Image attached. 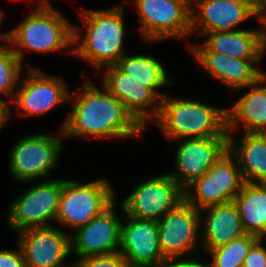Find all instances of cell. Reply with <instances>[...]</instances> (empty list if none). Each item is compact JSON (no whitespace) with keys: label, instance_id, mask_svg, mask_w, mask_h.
Instances as JSON below:
<instances>
[{"label":"cell","instance_id":"1","mask_svg":"<svg viewBox=\"0 0 266 267\" xmlns=\"http://www.w3.org/2000/svg\"><path fill=\"white\" fill-rule=\"evenodd\" d=\"M83 86L75 96L69 94L68 101L74 107L61 125L64 137L94 136L111 140L142 134L144 128L105 87L101 91L89 78Z\"/></svg>","mask_w":266,"mask_h":267},{"label":"cell","instance_id":"13","mask_svg":"<svg viewBox=\"0 0 266 267\" xmlns=\"http://www.w3.org/2000/svg\"><path fill=\"white\" fill-rule=\"evenodd\" d=\"M128 267H160L166 259L160 247L155 220L137 219L124 213L118 251Z\"/></svg>","mask_w":266,"mask_h":267},{"label":"cell","instance_id":"4","mask_svg":"<svg viewBox=\"0 0 266 267\" xmlns=\"http://www.w3.org/2000/svg\"><path fill=\"white\" fill-rule=\"evenodd\" d=\"M8 42L20 62H24V50L47 53L66 50L73 55V24L67 21L50 2L36 6L28 16L8 32ZM18 46V48H17Z\"/></svg>","mask_w":266,"mask_h":267},{"label":"cell","instance_id":"19","mask_svg":"<svg viewBox=\"0 0 266 267\" xmlns=\"http://www.w3.org/2000/svg\"><path fill=\"white\" fill-rule=\"evenodd\" d=\"M201 44L188 45L190 52H216L252 62L257 68L266 47L259 29H239L227 32H207ZM257 64V65H256Z\"/></svg>","mask_w":266,"mask_h":267},{"label":"cell","instance_id":"14","mask_svg":"<svg viewBox=\"0 0 266 267\" xmlns=\"http://www.w3.org/2000/svg\"><path fill=\"white\" fill-rule=\"evenodd\" d=\"M180 141L175 154V171L168 173L183 189L202 177L228 149V136L190 138Z\"/></svg>","mask_w":266,"mask_h":267},{"label":"cell","instance_id":"26","mask_svg":"<svg viewBox=\"0 0 266 267\" xmlns=\"http://www.w3.org/2000/svg\"><path fill=\"white\" fill-rule=\"evenodd\" d=\"M259 239L246 233L226 245L208 251L207 254L212 258L211 267H243L245 257Z\"/></svg>","mask_w":266,"mask_h":267},{"label":"cell","instance_id":"20","mask_svg":"<svg viewBox=\"0 0 266 267\" xmlns=\"http://www.w3.org/2000/svg\"><path fill=\"white\" fill-rule=\"evenodd\" d=\"M200 215V246L205 252L226 245L246 234L234 200L202 208Z\"/></svg>","mask_w":266,"mask_h":267},{"label":"cell","instance_id":"21","mask_svg":"<svg viewBox=\"0 0 266 267\" xmlns=\"http://www.w3.org/2000/svg\"><path fill=\"white\" fill-rule=\"evenodd\" d=\"M206 73L219 80L231 91H240L257 82L266 72L252 62L216 52H191Z\"/></svg>","mask_w":266,"mask_h":267},{"label":"cell","instance_id":"23","mask_svg":"<svg viewBox=\"0 0 266 267\" xmlns=\"http://www.w3.org/2000/svg\"><path fill=\"white\" fill-rule=\"evenodd\" d=\"M232 135L228 133V151L235 157L244 182L266 183V139L264 136L261 133L243 132L237 140Z\"/></svg>","mask_w":266,"mask_h":267},{"label":"cell","instance_id":"10","mask_svg":"<svg viewBox=\"0 0 266 267\" xmlns=\"http://www.w3.org/2000/svg\"><path fill=\"white\" fill-rule=\"evenodd\" d=\"M184 200V189L166 173L140 182L121 208L128 216L158 221Z\"/></svg>","mask_w":266,"mask_h":267},{"label":"cell","instance_id":"24","mask_svg":"<svg viewBox=\"0 0 266 267\" xmlns=\"http://www.w3.org/2000/svg\"><path fill=\"white\" fill-rule=\"evenodd\" d=\"M234 202L245 232L266 238V183H244Z\"/></svg>","mask_w":266,"mask_h":267},{"label":"cell","instance_id":"3","mask_svg":"<svg viewBox=\"0 0 266 267\" xmlns=\"http://www.w3.org/2000/svg\"><path fill=\"white\" fill-rule=\"evenodd\" d=\"M169 140L228 136L226 109L188 98L160 100V110L152 122Z\"/></svg>","mask_w":266,"mask_h":267},{"label":"cell","instance_id":"17","mask_svg":"<svg viewBox=\"0 0 266 267\" xmlns=\"http://www.w3.org/2000/svg\"><path fill=\"white\" fill-rule=\"evenodd\" d=\"M114 201L100 215L76 229L70 236L71 253L79 259L109 255L119 251L120 225L123 215L117 214Z\"/></svg>","mask_w":266,"mask_h":267},{"label":"cell","instance_id":"9","mask_svg":"<svg viewBox=\"0 0 266 267\" xmlns=\"http://www.w3.org/2000/svg\"><path fill=\"white\" fill-rule=\"evenodd\" d=\"M244 183L238 163L227 149L202 177L184 189L185 200L199 210L230 202Z\"/></svg>","mask_w":266,"mask_h":267},{"label":"cell","instance_id":"37","mask_svg":"<svg viewBox=\"0 0 266 267\" xmlns=\"http://www.w3.org/2000/svg\"><path fill=\"white\" fill-rule=\"evenodd\" d=\"M261 134L264 136V138L266 139V131L261 132Z\"/></svg>","mask_w":266,"mask_h":267},{"label":"cell","instance_id":"36","mask_svg":"<svg viewBox=\"0 0 266 267\" xmlns=\"http://www.w3.org/2000/svg\"><path fill=\"white\" fill-rule=\"evenodd\" d=\"M33 1H36V0H30L29 3L33 2ZM38 2H39V3H38V6H41V5H44V4L49 3L48 0H38Z\"/></svg>","mask_w":266,"mask_h":267},{"label":"cell","instance_id":"18","mask_svg":"<svg viewBox=\"0 0 266 267\" xmlns=\"http://www.w3.org/2000/svg\"><path fill=\"white\" fill-rule=\"evenodd\" d=\"M191 4L196 5L191 7V34L197 32V37L207 32L233 31L248 19L258 17L250 6L230 0H191Z\"/></svg>","mask_w":266,"mask_h":267},{"label":"cell","instance_id":"7","mask_svg":"<svg viewBox=\"0 0 266 267\" xmlns=\"http://www.w3.org/2000/svg\"><path fill=\"white\" fill-rule=\"evenodd\" d=\"M143 39L148 42L191 35V0H133Z\"/></svg>","mask_w":266,"mask_h":267},{"label":"cell","instance_id":"35","mask_svg":"<svg viewBox=\"0 0 266 267\" xmlns=\"http://www.w3.org/2000/svg\"><path fill=\"white\" fill-rule=\"evenodd\" d=\"M3 14L4 12L0 9V27H1L2 21L4 20ZM0 39H3L4 41L8 42V33L5 32L4 34H0Z\"/></svg>","mask_w":266,"mask_h":267},{"label":"cell","instance_id":"16","mask_svg":"<svg viewBox=\"0 0 266 267\" xmlns=\"http://www.w3.org/2000/svg\"><path fill=\"white\" fill-rule=\"evenodd\" d=\"M106 67L101 86L122 102L143 128L148 121L152 123L159 114L161 99L149 87L125 74L116 65Z\"/></svg>","mask_w":266,"mask_h":267},{"label":"cell","instance_id":"27","mask_svg":"<svg viewBox=\"0 0 266 267\" xmlns=\"http://www.w3.org/2000/svg\"><path fill=\"white\" fill-rule=\"evenodd\" d=\"M22 67L11 46L0 44V94L9 96V102L18 88Z\"/></svg>","mask_w":266,"mask_h":267},{"label":"cell","instance_id":"30","mask_svg":"<svg viewBox=\"0 0 266 267\" xmlns=\"http://www.w3.org/2000/svg\"><path fill=\"white\" fill-rule=\"evenodd\" d=\"M0 267H26L20 246H17L16 251L0 250Z\"/></svg>","mask_w":266,"mask_h":267},{"label":"cell","instance_id":"22","mask_svg":"<svg viewBox=\"0 0 266 267\" xmlns=\"http://www.w3.org/2000/svg\"><path fill=\"white\" fill-rule=\"evenodd\" d=\"M243 88L251 91L239 98L230 109L226 107L227 132L232 133L243 125L244 132L266 131V74L254 84Z\"/></svg>","mask_w":266,"mask_h":267},{"label":"cell","instance_id":"5","mask_svg":"<svg viewBox=\"0 0 266 267\" xmlns=\"http://www.w3.org/2000/svg\"><path fill=\"white\" fill-rule=\"evenodd\" d=\"M115 191L106 179L85 184L63 179L56 222L77 229L100 215L115 201Z\"/></svg>","mask_w":266,"mask_h":267},{"label":"cell","instance_id":"31","mask_svg":"<svg viewBox=\"0 0 266 267\" xmlns=\"http://www.w3.org/2000/svg\"><path fill=\"white\" fill-rule=\"evenodd\" d=\"M160 267H211V264L209 261L193 259L190 255L189 258L187 256L166 258Z\"/></svg>","mask_w":266,"mask_h":267},{"label":"cell","instance_id":"2","mask_svg":"<svg viewBox=\"0 0 266 267\" xmlns=\"http://www.w3.org/2000/svg\"><path fill=\"white\" fill-rule=\"evenodd\" d=\"M124 4L103 10H81V30L73 25V55L100 68L115 65L126 53L123 51L125 36ZM81 34L83 40L81 39Z\"/></svg>","mask_w":266,"mask_h":267},{"label":"cell","instance_id":"8","mask_svg":"<svg viewBox=\"0 0 266 267\" xmlns=\"http://www.w3.org/2000/svg\"><path fill=\"white\" fill-rule=\"evenodd\" d=\"M63 180L48 179L29 187L8 207V227L16 232L52 226L56 220Z\"/></svg>","mask_w":266,"mask_h":267},{"label":"cell","instance_id":"25","mask_svg":"<svg viewBox=\"0 0 266 267\" xmlns=\"http://www.w3.org/2000/svg\"><path fill=\"white\" fill-rule=\"evenodd\" d=\"M115 65L125 74L149 87L160 99L165 95L158 92L157 88L173 83L166 74L164 66L153 56L140 54L130 56L126 53Z\"/></svg>","mask_w":266,"mask_h":267},{"label":"cell","instance_id":"11","mask_svg":"<svg viewBox=\"0 0 266 267\" xmlns=\"http://www.w3.org/2000/svg\"><path fill=\"white\" fill-rule=\"evenodd\" d=\"M200 210L182 201L157 221L159 242L166 258L190 256L201 242Z\"/></svg>","mask_w":266,"mask_h":267},{"label":"cell","instance_id":"15","mask_svg":"<svg viewBox=\"0 0 266 267\" xmlns=\"http://www.w3.org/2000/svg\"><path fill=\"white\" fill-rule=\"evenodd\" d=\"M26 267H72L64 260L71 255L70 234L55 226L29 228L18 232Z\"/></svg>","mask_w":266,"mask_h":267},{"label":"cell","instance_id":"32","mask_svg":"<svg viewBox=\"0 0 266 267\" xmlns=\"http://www.w3.org/2000/svg\"><path fill=\"white\" fill-rule=\"evenodd\" d=\"M7 101L0 97V129L4 127L11 115V109L8 106Z\"/></svg>","mask_w":266,"mask_h":267},{"label":"cell","instance_id":"6","mask_svg":"<svg viewBox=\"0 0 266 267\" xmlns=\"http://www.w3.org/2000/svg\"><path fill=\"white\" fill-rule=\"evenodd\" d=\"M63 133L53 136L37 133L20 138L10 152L9 172L18 182L49 177L63 150Z\"/></svg>","mask_w":266,"mask_h":267},{"label":"cell","instance_id":"28","mask_svg":"<svg viewBox=\"0 0 266 267\" xmlns=\"http://www.w3.org/2000/svg\"><path fill=\"white\" fill-rule=\"evenodd\" d=\"M72 267H128L126 259L115 252L109 255L90 256L77 259Z\"/></svg>","mask_w":266,"mask_h":267},{"label":"cell","instance_id":"29","mask_svg":"<svg viewBox=\"0 0 266 267\" xmlns=\"http://www.w3.org/2000/svg\"><path fill=\"white\" fill-rule=\"evenodd\" d=\"M265 239L260 238L249 250L243 267H266V249L262 245Z\"/></svg>","mask_w":266,"mask_h":267},{"label":"cell","instance_id":"33","mask_svg":"<svg viewBox=\"0 0 266 267\" xmlns=\"http://www.w3.org/2000/svg\"><path fill=\"white\" fill-rule=\"evenodd\" d=\"M258 20L263 28L260 29L261 36L263 38L264 45L266 47V0H263L260 12L258 14Z\"/></svg>","mask_w":266,"mask_h":267},{"label":"cell","instance_id":"34","mask_svg":"<svg viewBox=\"0 0 266 267\" xmlns=\"http://www.w3.org/2000/svg\"><path fill=\"white\" fill-rule=\"evenodd\" d=\"M250 6L257 14H259L263 0H230Z\"/></svg>","mask_w":266,"mask_h":267},{"label":"cell","instance_id":"12","mask_svg":"<svg viewBox=\"0 0 266 267\" xmlns=\"http://www.w3.org/2000/svg\"><path fill=\"white\" fill-rule=\"evenodd\" d=\"M63 81L30 66L26 77H20L11 103L21 116H42L68 101L71 92Z\"/></svg>","mask_w":266,"mask_h":267}]
</instances>
